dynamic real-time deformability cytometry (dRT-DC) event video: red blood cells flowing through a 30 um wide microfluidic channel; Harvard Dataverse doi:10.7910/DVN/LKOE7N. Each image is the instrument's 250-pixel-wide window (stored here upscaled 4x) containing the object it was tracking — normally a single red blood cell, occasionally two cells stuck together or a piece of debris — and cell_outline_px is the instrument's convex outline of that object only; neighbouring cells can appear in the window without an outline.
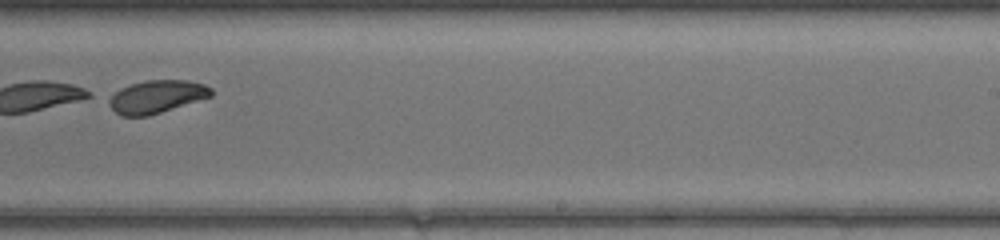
{"species": "common noctule bat (a hibernating species)", "species_latin": "Nyctalus noctula", "temperature_condition": "warm", "stored_images_in_passage": 39, "camera_frame_rate_fps": 3000, "um_per_image_px": 0.085, "animal": {"sex": "female", "body_mass_g": 17.0, "forearm_length_mm": 48.0}, "frame": {"image": 1, "passage_image": 23, "time_ms": 7.333, "image_size_px": [1000, 240], "cell_outline_px": [[212, 96], [148, 116], [120, 116], [112, 108], [108, 100], [108, 96], [120, 88], [144, 80], [188, 80], [204, 84], [212, 88]], "centroid_in_image_um": [13.3, 8.21], "position_along_channel_um": 275.7, "area_um2": 19.54}}